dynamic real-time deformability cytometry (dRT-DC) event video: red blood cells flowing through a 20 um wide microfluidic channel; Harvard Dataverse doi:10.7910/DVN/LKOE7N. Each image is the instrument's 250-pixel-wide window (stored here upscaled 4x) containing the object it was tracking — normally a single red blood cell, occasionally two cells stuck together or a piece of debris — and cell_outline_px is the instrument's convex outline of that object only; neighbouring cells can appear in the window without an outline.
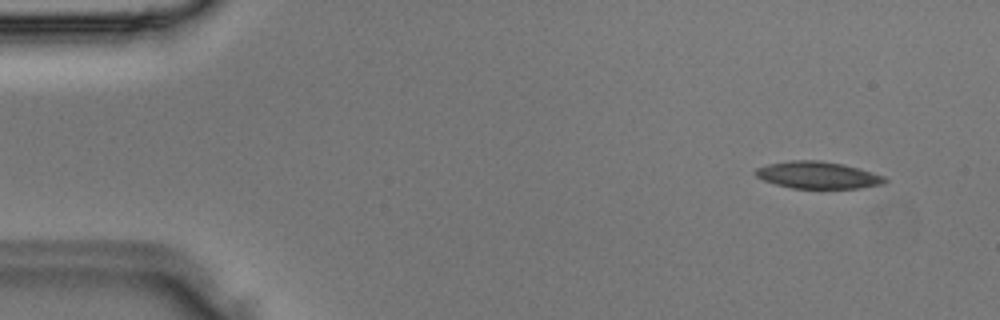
{"species": "Egyptian fruit bat (a non-hibernating species)", "species_latin": "Rousettus aegyptiacus", "temperature_condition": "room temperature", "stored_images_in_passage": 3, "camera_frame_rate_fps": 3000, "um_per_image_px": 0.085, "animal": {"sex": "male"}, "frame": {"image": 1, "passage_image": 1, "time_ms": 0.0, "image_size_px": [1000, 320], "cell_outline_px": [[888, 180], [884, 184], [860, 188], [792, 188], [776, 184], [764, 180], [756, 176], [752, 172], [756, 168], [768, 164], [792, 160], [820, 160], [840, 164], [856, 168], [884, 176]], "centroid_in_image_um": [69.48, 14.88], "position_along_channel_um": 15.5, "area_um2": 20.17}}